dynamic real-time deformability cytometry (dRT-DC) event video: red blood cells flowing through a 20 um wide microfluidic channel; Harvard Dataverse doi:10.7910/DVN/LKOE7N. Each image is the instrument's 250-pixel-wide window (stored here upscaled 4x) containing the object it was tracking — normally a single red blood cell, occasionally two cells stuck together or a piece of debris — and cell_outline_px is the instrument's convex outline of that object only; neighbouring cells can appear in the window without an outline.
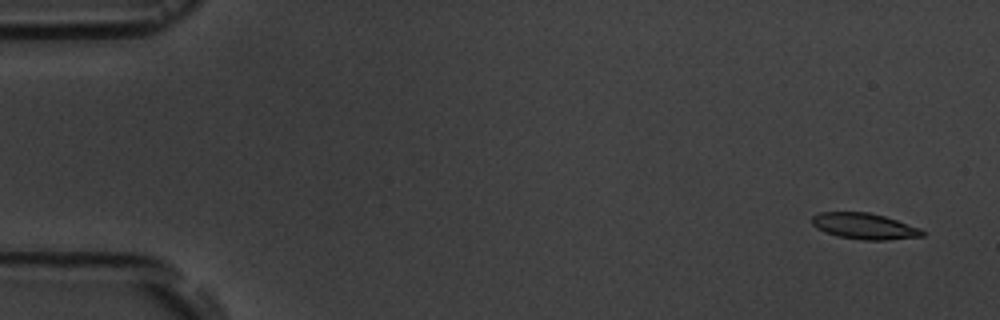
{"species": "common noctule bat (a hibernating species)", "species_latin": "Nyctalus noctula", "temperature_condition": "room temperature", "stored_images_in_passage": 5, "camera_frame_rate_fps": 3000, "um_per_image_px": 0.085, "animal": {"sex": "male", "body_mass_g": 19.5, "forearm_length_mm": 54.6}, "frame": {"image": 1, "passage_image": 1, "time_ms": 0.0, "image_size_px": [1000, 320], "cell_outline_px": [[924, 236], [888, 240], [864, 240], [836, 236], [824, 232], [816, 228], [812, 224], [812, 216], [820, 212], [868, 212], [884, 216], [920, 228], [924, 232]], "centroid_in_image_um": [73.45, 19.23], "position_along_channel_um": 11.6, "area_um2": 16.76}}
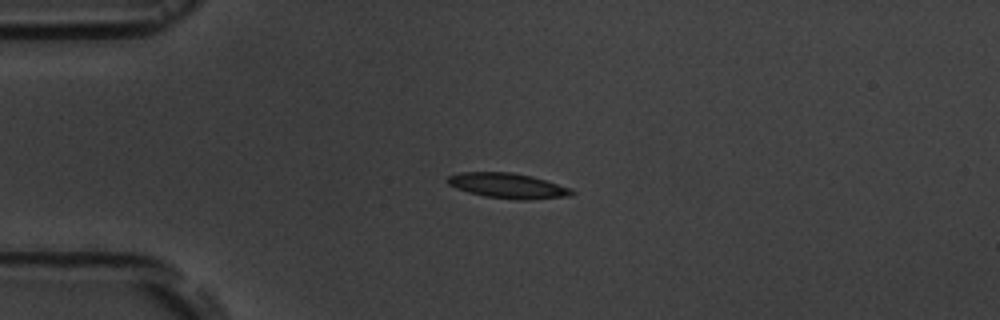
{"frame": {"image": 2, "passage_image": 4, "time_ms": 3.667, "image_size_px": [1000, 320], "cell_outline_px": [[576, 192], [568, 196], [528, 200], [516, 200], [484, 196], [468, 192], [456, 188], [448, 184], [448, 176], [460, 172], [512, 172], [532, 176], [572, 188]], "centroid_in_image_um": [43.18, 15.79], "position_along_channel_um": 41.8, "area_um2": 18.26}}